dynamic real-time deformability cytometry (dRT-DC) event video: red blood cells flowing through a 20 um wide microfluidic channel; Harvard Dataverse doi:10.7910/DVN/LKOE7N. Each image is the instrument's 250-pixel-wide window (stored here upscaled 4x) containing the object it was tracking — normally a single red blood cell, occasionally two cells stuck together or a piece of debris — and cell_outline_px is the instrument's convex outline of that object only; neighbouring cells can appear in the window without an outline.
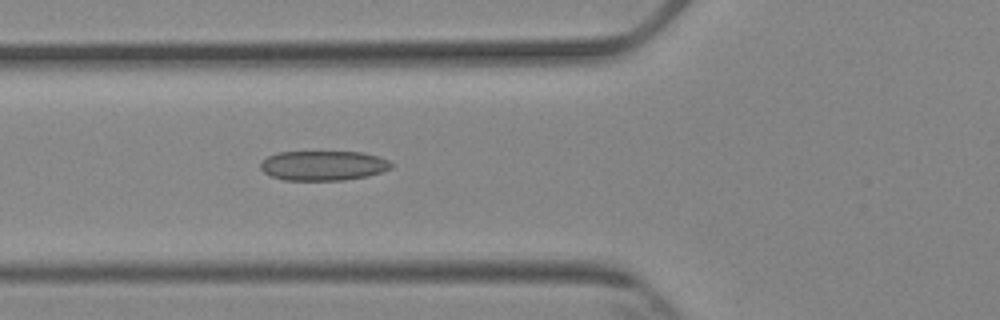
{"species": "Egyptian fruit bat (a non-hibernating species)", "species_latin": "Rousettus aegyptiacus", "temperature_condition": "cold", "stored_images_in_passage": 5, "camera_frame_rate_fps": 3000, "um_per_image_px": 0.085, "animal": {"sex": "female"}, "frame": {"image": 1, "passage_image": 5, "time_ms": 4.667, "image_size_px": [1000, 320], "cell_outline_px": [[392, 168], [368, 176], [344, 180], [284, 180], [272, 176], [264, 172], [260, 168], [260, 164], [268, 156], [276, 152], [364, 152], [388, 160], [392, 164]], "centroid_in_image_um": [27.47, 14.07], "position_along_channel_um": 98.3, "area_um2": 22.6}}